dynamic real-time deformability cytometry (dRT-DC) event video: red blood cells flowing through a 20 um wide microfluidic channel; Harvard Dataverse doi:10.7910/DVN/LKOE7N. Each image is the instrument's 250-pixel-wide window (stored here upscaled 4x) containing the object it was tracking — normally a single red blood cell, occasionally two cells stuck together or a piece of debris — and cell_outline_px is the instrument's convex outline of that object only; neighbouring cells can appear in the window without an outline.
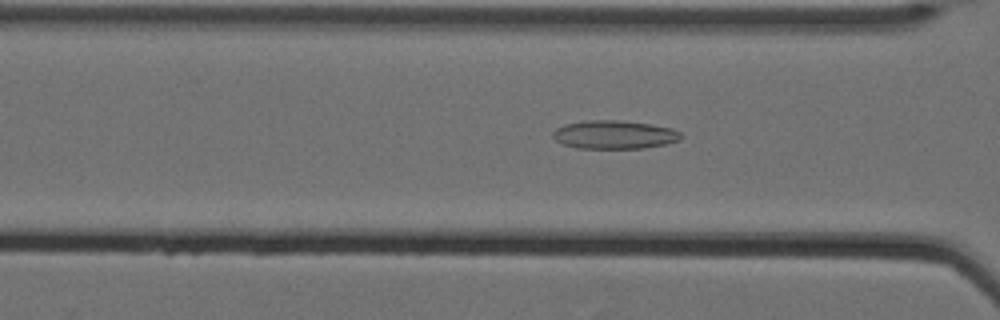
{"species": "Egyptian fruit bat (a non-hibernating species)", "species_latin": "Rousettus aegyptiacus", "temperature_condition": "cold", "stored_images_in_passage": 54, "camera_frame_rate_fps": 3000, "um_per_image_px": 0.085, "animal": {"sex": "female"}, "frame": {"image": 1, "passage_image": 21, "time_ms": 6.667, "image_size_px": [1000, 320], "cell_outline_px": [[680, 140], [664, 144], [644, 148], [576, 148], [564, 144], [556, 140], [552, 136], [552, 132], [556, 128], [564, 124], [584, 120], [620, 120], [652, 124], [672, 128], [680, 132]], "centroid_in_image_um": [52.19, 11.43], "position_along_channel_um": 114.4, "area_um2": 21.27}}
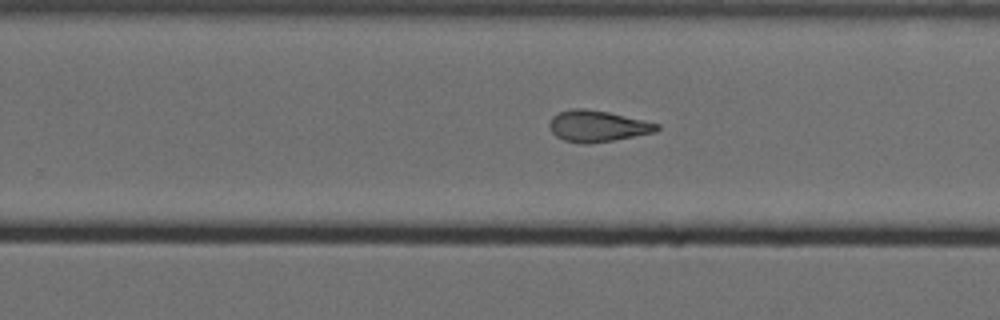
{"frame": {"image": 2, "passage_image": 35, "time_ms": 11.333, "image_size_px": [1000, 320], "cell_outline_px": [[660, 128], [656, 132], [612, 140], [588, 144], [584, 144], [564, 140], [556, 136], [552, 132], [548, 124], [552, 116], [560, 112], [572, 108], [584, 108], [608, 112], [644, 120], [660, 124]], "centroid_in_image_um": [50.78, 10.71], "position_along_channel_um": 279.0, "area_um2": 19.54}}
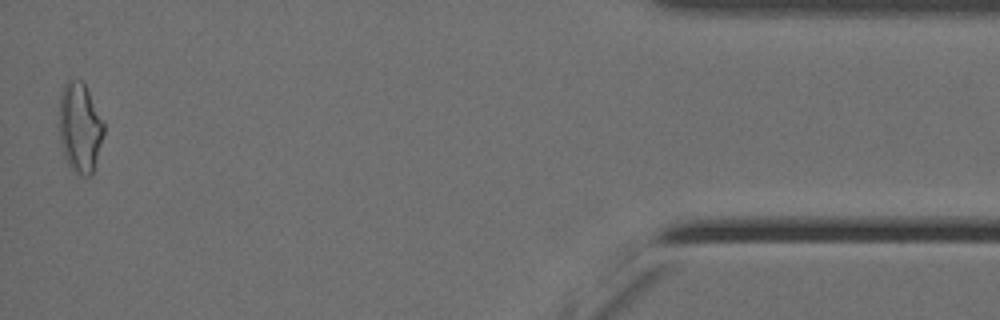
{"frame": {"image": 3, "passage_image": 53, "time_ms": 17.333, "image_size_px": [1000, 320], "cell_outline_px": [[104, 136], [92, 176], [80, 176], [68, 164], [64, 156], [60, 140], [60, 96], [64, 84], [68, 80], [80, 80], [84, 84], [104, 120]], "centroid_in_image_um": [6.82, 10.88], "position_along_channel_um": 428.4, "area_um2": 23.41}, "authors_computed_cell_mechanics": {"area_um2": 20.8947, "velocity_mm_per_s": 3.5265, "shape_relaxation_time_tau1_ms": null, "shape_relaxation_time_tau2_ms": 3.6403, "deformation_change_tau1": null, "deformation_change_tau2": 0.098}}